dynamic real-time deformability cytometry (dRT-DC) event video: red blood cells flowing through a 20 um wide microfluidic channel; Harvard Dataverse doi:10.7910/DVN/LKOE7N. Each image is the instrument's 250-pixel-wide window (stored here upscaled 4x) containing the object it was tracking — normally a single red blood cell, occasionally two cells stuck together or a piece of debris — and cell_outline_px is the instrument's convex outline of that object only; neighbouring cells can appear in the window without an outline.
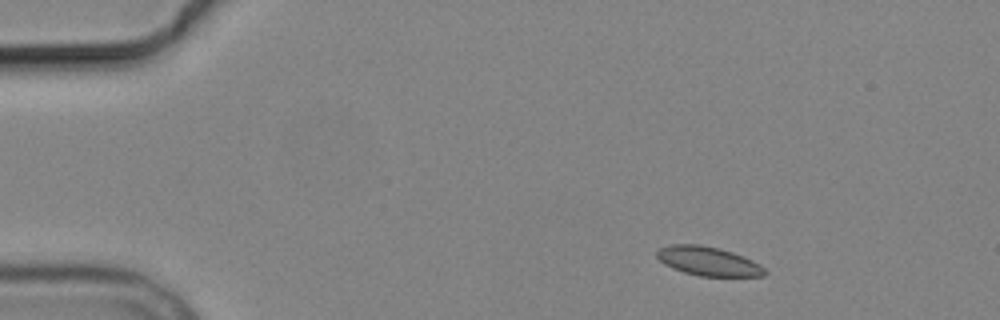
{"species": "common noctule bat (a hibernating species)", "species_latin": "Nyctalus noctula", "temperature_condition": "cold", "stored_images_in_passage": 3, "camera_frame_rate_fps": 3000, "um_per_image_px": 0.085, "animal": {"sex": "male", "body_mass_g": 19.2, "forearm_length_mm": 51.8}, "frame": {"image": 1, "passage_image": 1, "time_ms": 0.0, "image_size_px": [1000, 320], "cell_outline_px": [[768, 272], [764, 276], [700, 276], [684, 272], [672, 268], [664, 264], [656, 256], [656, 252], [660, 248], [668, 244], [700, 244], [720, 248], [744, 256], [760, 264]], "centroid_in_image_um": [60.2, 22.19], "position_along_channel_um": 24.8, "area_um2": 18.38}}
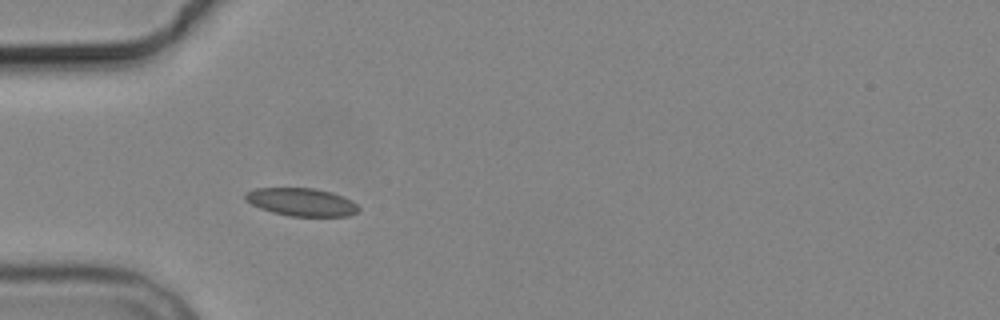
{"frame": {"image": 2, "passage_image": 3, "time_ms": 3.0, "image_size_px": [1000, 320], "cell_outline_px": [[360, 208], [356, 212], [348, 216], [288, 216], [272, 212], [260, 208], [244, 200], [244, 196], [248, 192], [256, 188], [312, 188], [332, 192], [352, 200]], "centroid_in_image_um": [25.62, 17.17], "position_along_channel_um": 59.4, "area_um2": 18.38}}